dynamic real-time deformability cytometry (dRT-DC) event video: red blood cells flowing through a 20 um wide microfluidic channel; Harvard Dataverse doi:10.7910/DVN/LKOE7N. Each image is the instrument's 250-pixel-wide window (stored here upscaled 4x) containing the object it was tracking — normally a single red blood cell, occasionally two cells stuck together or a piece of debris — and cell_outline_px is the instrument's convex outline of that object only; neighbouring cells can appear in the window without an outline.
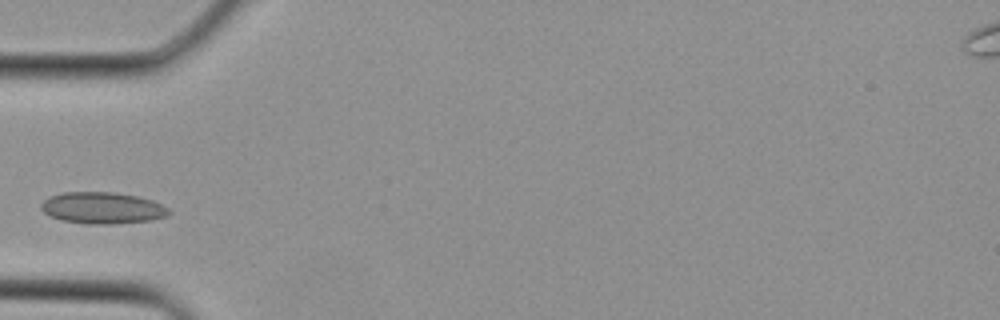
{"species": "Egyptian fruit bat (a non-hibernating species)", "species_latin": "Rousettus aegyptiacus", "temperature_condition": "cold", "stored_images_in_passage": 1, "camera_frame_rate_fps": 3000, "um_per_image_px": 0.085, "animal": {"sex": "female"}, "frame": {"image": 1, "passage_image": 1, "time_ms": 0.0, "image_size_px": [1000, 320], "cell_outline_px": [[172, 212], [164, 216], [152, 220], [112, 224], [92, 224], [60, 220], [48, 216], [40, 208], [40, 204], [44, 200], [52, 196], [64, 192], [116, 192], [136, 196], [152, 200], [168, 208]], "centroid_in_image_um": [8.68, 17.68], "position_along_channel_um": 76.3, "area_um2": 23.47}}